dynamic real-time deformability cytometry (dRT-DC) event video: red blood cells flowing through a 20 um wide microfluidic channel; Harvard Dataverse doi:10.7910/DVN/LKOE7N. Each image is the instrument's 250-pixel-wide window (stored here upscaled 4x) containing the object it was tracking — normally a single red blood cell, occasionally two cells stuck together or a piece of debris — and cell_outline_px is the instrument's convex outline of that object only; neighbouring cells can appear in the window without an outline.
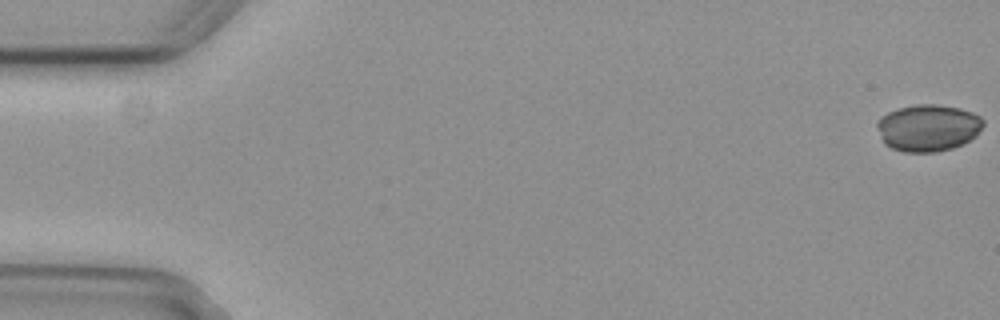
{"species": "common noctule bat (a hibernating species)", "species_latin": "Nyctalus noctula", "temperature_condition": "cold", "stored_images_in_passage": 6, "camera_frame_rate_fps": 3000, "um_per_image_px": 0.085, "animal": {"sex": "female", "body_mass_g": 29.2, "forearm_length_mm": 56.3}, "frame": {"image": 1, "passage_image": 1, "time_ms": 0.0, "image_size_px": [1000, 320], "cell_outline_px": [[984, 124], [976, 136], [952, 148], [936, 152], [904, 152], [892, 148], [884, 144], [876, 128], [876, 124], [888, 112], [900, 108], [916, 104], [936, 104], [960, 108], [972, 112], [980, 116], [984, 120]], "centroid_in_image_um": [78.89, 10.86], "position_along_channel_um": 6.1, "area_um2": 28.96}}